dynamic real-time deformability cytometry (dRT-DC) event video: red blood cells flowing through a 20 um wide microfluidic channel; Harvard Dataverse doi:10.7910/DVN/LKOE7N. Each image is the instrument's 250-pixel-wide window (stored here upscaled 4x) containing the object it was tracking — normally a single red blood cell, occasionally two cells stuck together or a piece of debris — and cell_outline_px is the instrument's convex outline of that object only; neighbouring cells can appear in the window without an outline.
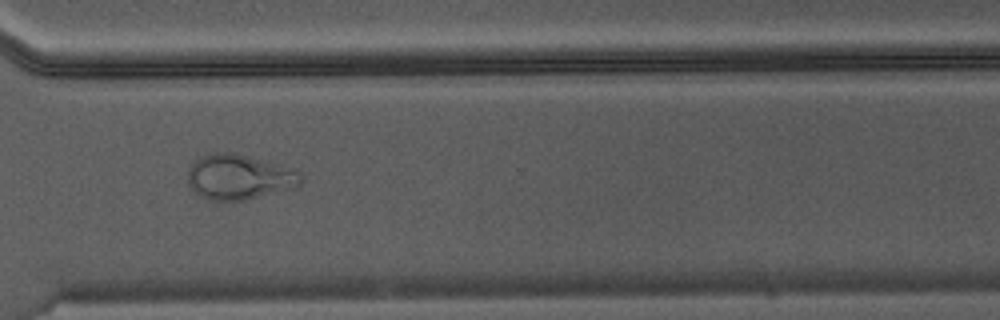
{"species": "Egyptian fruit bat (a non-hibernating species)", "species_latin": "Rousettus aegyptiacus", "temperature_condition": "warm", "stored_images_in_passage": 40, "camera_frame_rate_fps": 3000, "um_per_image_px": 0.085, "animal": {"sex": "male"}, "frame": {"image": 1, "passage_image": 29, "time_ms": 9.333, "image_size_px": [1000, 320], "cell_outline_px": [[304, 180], [300, 184], [292, 188], [244, 200], [204, 200], [188, 184], [188, 172], [192, 164], [200, 156], [212, 152], [232, 152], [260, 160], [300, 172], [304, 176]], "centroid_in_image_um": [20.29, 15.05], "position_along_channel_um": 350.3, "area_um2": 29.3}}
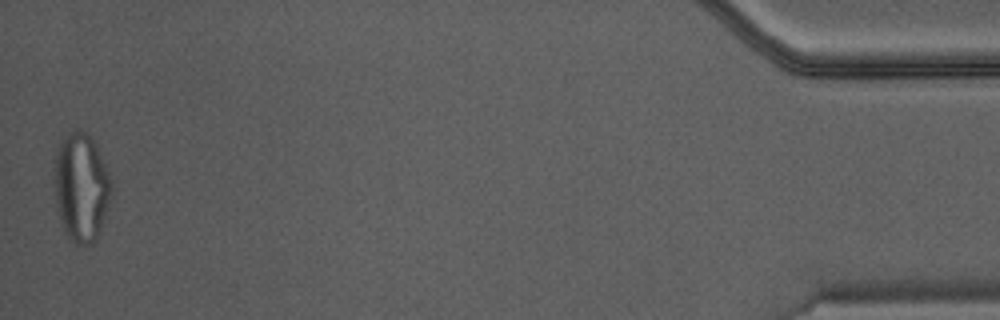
{"frame": {"image": 2, "passage_image": 40, "time_ms": 13.0, "image_size_px": [1000, 320], "cell_outline_px": [[112, 188], [108, 208], [96, 240], [92, 244], [76, 244], [64, 232], [60, 220], [56, 204], [56, 152], [60, 140], [64, 136], [76, 128], [80, 128], [96, 144], [112, 180]], "centroid_in_image_um": [6.93, 15.91], "position_along_channel_um": 428.3, "area_um2": 35.84}}